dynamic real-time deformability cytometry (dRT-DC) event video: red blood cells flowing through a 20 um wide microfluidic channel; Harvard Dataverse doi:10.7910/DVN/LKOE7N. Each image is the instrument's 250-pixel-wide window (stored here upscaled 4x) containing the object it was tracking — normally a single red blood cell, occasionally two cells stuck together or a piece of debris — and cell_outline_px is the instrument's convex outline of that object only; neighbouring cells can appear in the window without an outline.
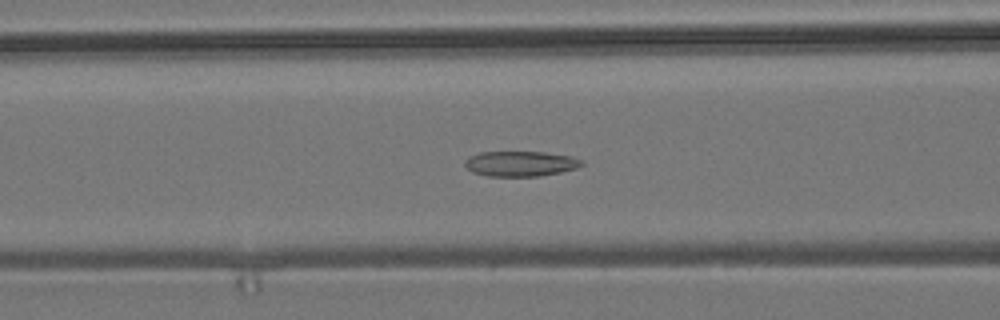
{"species": "common noctule bat (a hibernating species)", "species_latin": "Nyctalus noctula", "temperature_condition": "room temperature", "stored_images_in_passage": 48, "camera_frame_rate_fps": 3000, "um_per_image_px": 0.085, "animal": {"sex": "male", "body_mass_g": 19.2, "forearm_length_mm": 51.8}, "frame": {"image": 1, "passage_image": 22, "time_ms": 7.0, "image_size_px": [1000, 320], "cell_outline_px": [[584, 164], [576, 168], [560, 172], [540, 176], [488, 176], [472, 172], [464, 164], [464, 160], [468, 156], [480, 152], [544, 152], [572, 156], [584, 160]], "centroid_in_image_um": [44.24, 13.91], "position_along_channel_um": 122.4, "area_um2": 17.28}}
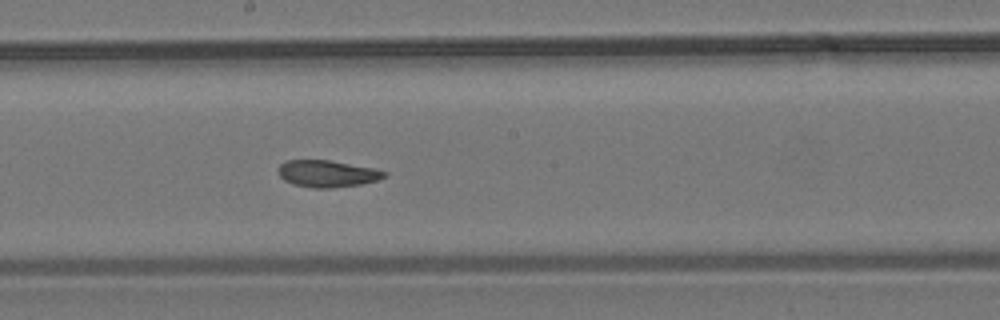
{"frame": {"image": 2, "passage_image": 30, "time_ms": 9.667, "image_size_px": [1000, 320], "cell_outline_px": [[388, 176], [376, 180], [360, 184], [332, 188], [312, 188], [292, 184], [284, 180], [280, 176], [280, 164], [284, 160], [328, 160], [372, 168], [388, 172]], "centroid_in_image_um": [27.81, 14.76], "position_along_channel_um": 220.4, "area_um2": 16.47}}
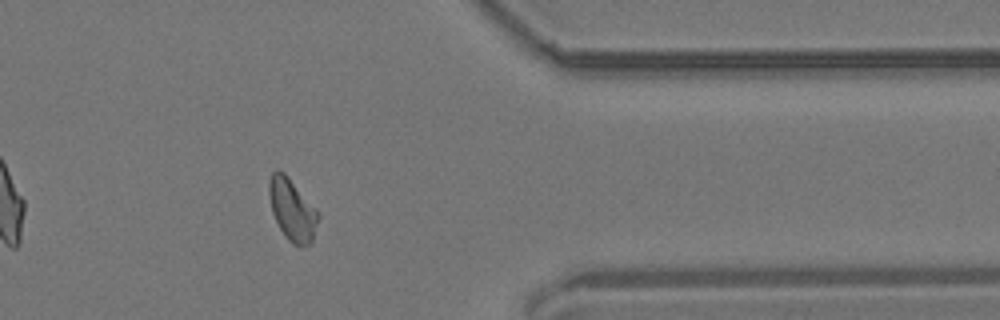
{"frame": {"image": 3, "passage_image": 45, "time_ms": 14.667, "image_size_px": [1000, 320], "cell_outline_px": [[320, 216], [312, 244], [300, 248], [292, 244], [284, 236], [272, 212], [268, 192], [268, 184], [272, 172], [276, 168], [284, 172], [288, 176], [320, 212]], "centroid_in_image_um": [24.86, 17.85], "position_along_channel_um": 386.5, "area_um2": 18.21}, "authors_computed_cell_mechanics": {"area_um2": 17.8313, "velocity_mm_per_s": 3.6725, "shape_relaxation_time_tau1_ms": null, "shape_relaxation_time_tau2_ms": 2.2333, "deformation_change_tau1": null, "deformation_change_tau2": 0.0668}}